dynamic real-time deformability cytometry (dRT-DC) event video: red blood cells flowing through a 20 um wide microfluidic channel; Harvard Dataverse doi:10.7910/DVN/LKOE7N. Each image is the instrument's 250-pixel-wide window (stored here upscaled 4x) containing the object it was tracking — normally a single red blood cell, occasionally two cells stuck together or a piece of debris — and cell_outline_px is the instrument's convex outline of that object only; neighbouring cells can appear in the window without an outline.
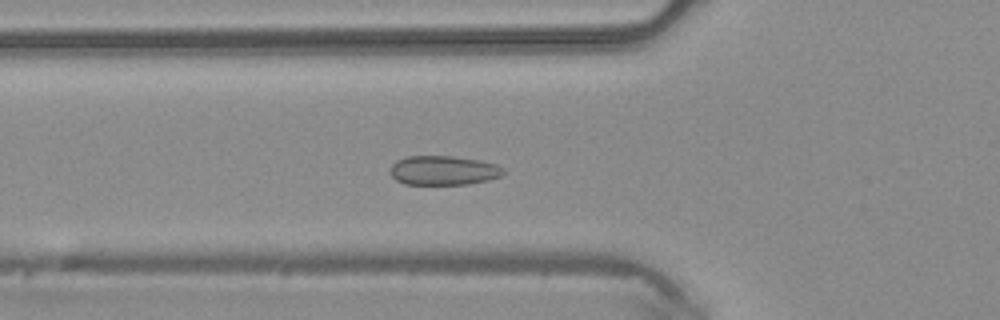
{"species": "common noctule bat (a hibernating species)", "species_latin": "Nyctalus noctula", "temperature_condition": "warm", "stored_images_in_passage": 46, "camera_frame_rate_fps": 3000, "um_per_image_px": 0.085, "animal": {"sex": "male", "body_mass_g": 20.4}, "frame": {"image": 1, "passage_image": 16, "time_ms": 5.0, "image_size_px": [1000, 320], "cell_outline_px": [[504, 172], [500, 176], [488, 180], [468, 184], [404, 184], [396, 180], [388, 172], [392, 164], [396, 160], [408, 156], [452, 156], [480, 160], [496, 164]], "centroid_in_image_um": [37.64, 14.48], "position_along_channel_um": 88.2, "area_um2": 19.31}}
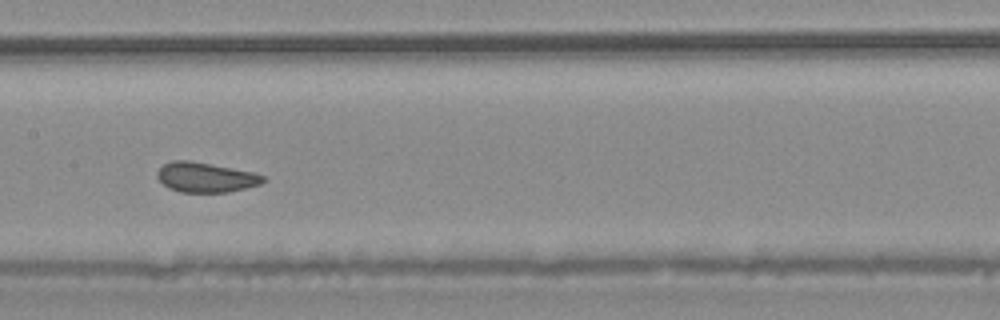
{"frame": {"image": 2, "passage_image": 23, "time_ms": 7.333, "image_size_px": [1000, 320], "cell_outline_px": [[268, 180], [260, 184], [228, 192], [180, 192], [168, 188], [156, 176], [156, 172], [164, 164], [172, 160], [192, 160], [256, 172], [264, 176]], "centroid_in_image_um": [17.5, 15.06], "position_along_channel_um": 189.9, "area_um2": 18.67}}
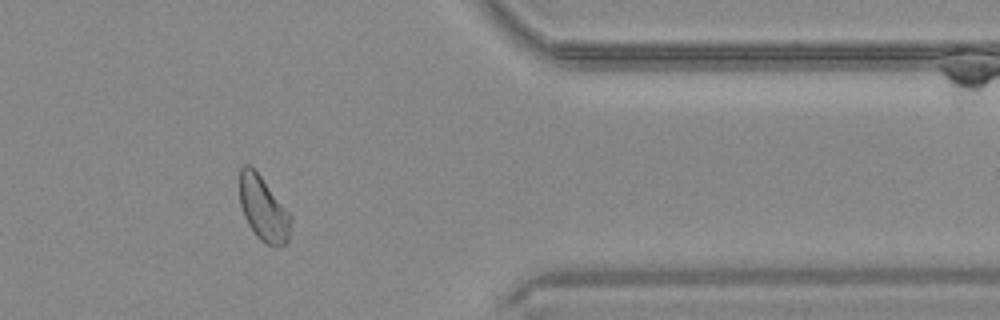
{"frame": {"image": 3, "passage_image": 38, "time_ms": 12.333, "image_size_px": [1000, 320], "cell_outline_px": [[292, 220], [288, 240], [284, 244], [268, 244], [260, 240], [256, 236], [248, 224], [244, 216], [240, 204], [240, 168], [244, 164], [248, 164], [260, 176], [292, 216]], "centroid_in_image_um": [22.38, 17.74], "position_along_channel_um": 389.0, "area_um2": 18.84}}